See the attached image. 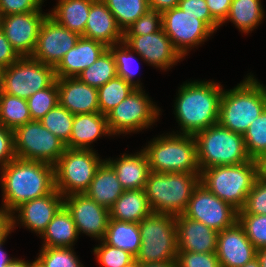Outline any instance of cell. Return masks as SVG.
<instances>
[{"mask_svg":"<svg viewBox=\"0 0 266 267\" xmlns=\"http://www.w3.org/2000/svg\"><path fill=\"white\" fill-rule=\"evenodd\" d=\"M5 241L6 239L3 242H0V267H5L13 259L12 257H8L7 253L2 249Z\"/></svg>","mask_w":266,"mask_h":267,"instance_id":"57","label":"cell"},{"mask_svg":"<svg viewBox=\"0 0 266 267\" xmlns=\"http://www.w3.org/2000/svg\"><path fill=\"white\" fill-rule=\"evenodd\" d=\"M36 260L43 267H84L73 248L42 247Z\"/></svg>","mask_w":266,"mask_h":267,"instance_id":"40","label":"cell"},{"mask_svg":"<svg viewBox=\"0 0 266 267\" xmlns=\"http://www.w3.org/2000/svg\"><path fill=\"white\" fill-rule=\"evenodd\" d=\"M92 149L66 148L54 165L55 189L63 196L85 193L105 161Z\"/></svg>","mask_w":266,"mask_h":267,"instance_id":"9","label":"cell"},{"mask_svg":"<svg viewBox=\"0 0 266 267\" xmlns=\"http://www.w3.org/2000/svg\"><path fill=\"white\" fill-rule=\"evenodd\" d=\"M21 56L16 52L0 29V67L7 68L16 62Z\"/></svg>","mask_w":266,"mask_h":267,"instance_id":"50","label":"cell"},{"mask_svg":"<svg viewBox=\"0 0 266 267\" xmlns=\"http://www.w3.org/2000/svg\"><path fill=\"white\" fill-rule=\"evenodd\" d=\"M256 179L257 163L254 159L242 164L214 166L200 172V183L237 211L243 209Z\"/></svg>","mask_w":266,"mask_h":267,"instance_id":"6","label":"cell"},{"mask_svg":"<svg viewBox=\"0 0 266 267\" xmlns=\"http://www.w3.org/2000/svg\"><path fill=\"white\" fill-rule=\"evenodd\" d=\"M116 76L115 58L108 48L96 62L83 70L77 78L87 85L98 89Z\"/></svg>","mask_w":266,"mask_h":267,"instance_id":"34","label":"cell"},{"mask_svg":"<svg viewBox=\"0 0 266 267\" xmlns=\"http://www.w3.org/2000/svg\"><path fill=\"white\" fill-rule=\"evenodd\" d=\"M266 109V86L247 76L236 87L222 92L218 124L244 135L251 123Z\"/></svg>","mask_w":266,"mask_h":267,"instance_id":"3","label":"cell"},{"mask_svg":"<svg viewBox=\"0 0 266 267\" xmlns=\"http://www.w3.org/2000/svg\"><path fill=\"white\" fill-rule=\"evenodd\" d=\"M256 257L259 260L260 267H266V247L258 249L256 252Z\"/></svg>","mask_w":266,"mask_h":267,"instance_id":"58","label":"cell"},{"mask_svg":"<svg viewBox=\"0 0 266 267\" xmlns=\"http://www.w3.org/2000/svg\"><path fill=\"white\" fill-rule=\"evenodd\" d=\"M123 267H141V263L135 258L133 261Z\"/></svg>","mask_w":266,"mask_h":267,"instance_id":"60","label":"cell"},{"mask_svg":"<svg viewBox=\"0 0 266 267\" xmlns=\"http://www.w3.org/2000/svg\"><path fill=\"white\" fill-rule=\"evenodd\" d=\"M100 242L101 245L95 246L93 252L102 267H123L135 259L133 255L125 250L112 247L103 240Z\"/></svg>","mask_w":266,"mask_h":267,"instance_id":"43","label":"cell"},{"mask_svg":"<svg viewBox=\"0 0 266 267\" xmlns=\"http://www.w3.org/2000/svg\"><path fill=\"white\" fill-rule=\"evenodd\" d=\"M1 20H2V15L0 13V29H1Z\"/></svg>","mask_w":266,"mask_h":267,"instance_id":"63","label":"cell"},{"mask_svg":"<svg viewBox=\"0 0 266 267\" xmlns=\"http://www.w3.org/2000/svg\"><path fill=\"white\" fill-rule=\"evenodd\" d=\"M74 116L58 103L39 121L45 128L67 144L72 133Z\"/></svg>","mask_w":266,"mask_h":267,"instance_id":"37","label":"cell"},{"mask_svg":"<svg viewBox=\"0 0 266 267\" xmlns=\"http://www.w3.org/2000/svg\"><path fill=\"white\" fill-rule=\"evenodd\" d=\"M58 101L73 115L99 112L98 90L77 77L57 78Z\"/></svg>","mask_w":266,"mask_h":267,"instance_id":"21","label":"cell"},{"mask_svg":"<svg viewBox=\"0 0 266 267\" xmlns=\"http://www.w3.org/2000/svg\"><path fill=\"white\" fill-rule=\"evenodd\" d=\"M175 267H221L216 252L194 253L178 251Z\"/></svg>","mask_w":266,"mask_h":267,"instance_id":"45","label":"cell"},{"mask_svg":"<svg viewBox=\"0 0 266 267\" xmlns=\"http://www.w3.org/2000/svg\"><path fill=\"white\" fill-rule=\"evenodd\" d=\"M123 192L116 172L104 161L97 169L85 194L97 204L110 209Z\"/></svg>","mask_w":266,"mask_h":267,"instance_id":"27","label":"cell"},{"mask_svg":"<svg viewBox=\"0 0 266 267\" xmlns=\"http://www.w3.org/2000/svg\"><path fill=\"white\" fill-rule=\"evenodd\" d=\"M261 0H232L226 21L232 22L242 33H248L257 28L264 18Z\"/></svg>","mask_w":266,"mask_h":267,"instance_id":"32","label":"cell"},{"mask_svg":"<svg viewBox=\"0 0 266 267\" xmlns=\"http://www.w3.org/2000/svg\"><path fill=\"white\" fill-rule=\"evenodd\" d=\"M183 215L218 232L238 221V211L201 183L193 191Z\"/></svg>","mask_w":266,"mask_h":267,"instance_id":"14","label":"cell"},{"mask_svg":"<svg viewBox=\"0 0 266 267\" xmlns=\"http://www.w3.org/2000/svg\"><path fill=\"white\" fill-rule=\"evenodd\" d=\"M109 211L110 219L133 223L152 213L144 189L124 190Z\"/></svg>","mask_w":266,"mask_h":267,"instance_id":"28","label":"cell"},{"mask_svg":"<svg viewBox=\"0 0 266 267\" xmlns=\"http://www.w3.org/2000/svg\"><path fill=\"white\" fill-rule=\"evenodd\" d=\"M26 99L0 92V124L12 131L31 121Z\"/></svg>","mask_w":266,"mask_h":267,"instance_id":"33","label":"cell"},{"mask_svg":"<svg viewBox=\"0 0 266 267\" xmlns=\"http://www.w3.org/2000/svg\"><path fill=\"white\" fill-rule=\"evenodd\" d=\"M238 214H265L266 215V183L255 180L246 203Z\"/></svg>","mask_w":266,"mask_h":267,"instance_id":"46","label":"cell"},{"mask_svg":"<svg viewBox=\"0 0 266 267\" xmlns=\"http://www.w3.org/2000/svg\"><path fill=\"white\" fill-rule=\"evenodd\" d=\"M33 267H43V266L37 260H35Z\"/></svg>","mask_w":266,"mask_h":267,"instance_id":"62","label":"cell"},{"mask_svg":"<svg viewBox=\"0 0 266 267\" xmlns=\"http://www.w3.org/2000/svg\"><path fill=\"white\" fill-rule=\"evenodd\" d=\"M110 136L106 115L97 113L74 116L72 133L66 148L93 149L91 144L101 136Z\"/></svg>","mask_w":266,"mask_h":267,"instance_id":"26","label":"cell"},{"mask_svg":"<svg viewBox=\"0 0 266 267\" xmlns=\"http://www.w3.org/2000/svg\"><path fill=\"white\" fill-rule=\"evenodd\" d=\"M63 205L64 197L56 189L45 196L29 200L12 213V230L21 224L39 236ZM15 211L18 215H14Z\"/></svg>","mask_w":266,"mask_h":267,"instance_id":"19","label":"cell"},{"mask_svg":"<svg viewBox=\"0 0 266 267\" xmlns=\"http://www.w3.org/2000/svg\"><path fill=\"white\" fill-rule=\"evenodd\" d=\"M138 224L141 247L135 258L141 264L176 261L178 239L175 216L152 212Z\"/></svg>","mask_w":266,"mask_h":267,"instance_id":"8","label":"cell"},{"mask_svg":"<svg viewBox=\"0 0 266 267\" xmlns=\"http://www.w3.org/2000/svg\"><path fill=\"white\" fill-rule=\"evenodd\" d=\"M3 205L6 212L55 189L54 166L33 160L14 158L1 168Z\"/></svg>","mask_w":266,"mask_h":267,"instance_id":"1","label":"cell"},{"mask_svg":"<svg viewBox=\"0 0 266 267\" xmlns=\"http://www.w3.org/2000/svg\"><path fill=\"white\" fill-rule=\"evenodd\" d=\"M34 261L26 262L18 258H13L5 267H33Z\"/></svg>","mask_w":266,"mask_h":267,"instance_id":"55","label":"cell"},{"mask_svg":"<svg viewBox=\"0 0 266 267\" xmlns=\"http://www.w3.org/2000/svg\"><path fill=\"white\" fill-rule=\"evenodd\" d=\"M80 37L79 34L59 25L48 15L41 24L37 44L31 57L55 67L76 45Z\"/></svg>","mask_w":266,"mask_h":267,"instance_id":"15","label":"cell"},{"mask_svg":"<svg viewBox=\"0 0 266 267\" xmlns=\"http://www.w3.org/2000/svg\"><path fill=\"white\" fill-rule=\"evenodd\" d=\"M12 214L0 208V242L12 232Z\"/></svg>","mask_w":266,"mask_h":267,"instance_id":"52","label":"cell"},{"mask_svg":"<svg viewBox=\"0 0 266 267\" xmlns=\"http://www.w3.org/2000/svg\"><path fill=\"white\" fill-rule=\"evenodd\" d=\"M102 240L106 244L125 250L136 257L141 247L139 224L110 219Z\"/></svg>","mask_w":266,"mask_h":267,"instance_id":"31","label":"cell"},{"mask_svg":"<svg viewBox=\"0 0 266 267\" xmlns=\"http://www.w3.org/2000/svg\"><path fill=\"white\" fill-rule=\"evenodd\" d=\"M238 222L243 226L246 236L257 250L266 247L265 214H238Z\"/></svg>","mask_w":266,"mask_h":267,"instance_id":"42","label":"cell"},{"mask_svg":"<svg viewBox=\"0 0 266 267\" xmlns=\"http://www.w3.org/2000/svg\"><path fill=\"white\" fill-rule=\"evenodd\" d=\"M64 206L74 220L78 235L85 233L100 241L104 238L110 220L108 208L97 204L85 193L65 196Z\"/></svg>","mask_w":266,"mask_h":267,"instance_id":"16","label":"cell"},{"mask_svg":"<svg viewBox=\"0 0 266 267\" xmlns=\"http://www.w3.org/2000/svg\"><path fill=\"white\" fill-rule=\"evenodd\" d=\"M78 236L74 220L64 205L40 235L44 239L42 247L66 248H73V243L77 240Z\"/></svg>","mask_w":266,"mask_h":267,"instance_id":"30","label":"cell"},{"mask_svg":"<svg viewBox=\"0 0 266 267\" xmlns=\"http://www.w3.org/2000/svg\"><path fill=\"white\" fill-rule=\"evenodd\" d=\"M243 267H260V263L257 257L247 262Z\"/></svg>","mask_w":266,"mask_h":267,"instance_id":"59","label":"cell"},{"mask_svg":"<svg viewBox=\"0 0 266 267\" xmlns=\"http://www.w3.org/2000/svg\"><path fill=\"white\" fill-rule=\"evenodd\" d=\"M222 85L214 81H191L180 85L174 114L179 134L195 135L218 124Z\"/></svg>","mask_w":266,"mask_h":267,"instance_id":"2","label":"cell"},{"mask_svg":"<svg viewBox=\"0 0 266 267\" xmlns=\"http://www.w3.org/2000/svg\"><path fill=\"white\" fill-rule=\"evenodd\" d=\"M3 68L2 67H0V92H1V90H2V78H3Z\"/></svg>","mask_w":266,"mask_h":267,"instance_id":"61","label":"cell"},{"mask_svg":"<svg viewBox=\"0 0 266 267\" xmlns=\"http://www.w3.org/2000/svg\"><path fill=\"white\" fill-rule=\"evenodd\" d=\"M141 267H175V261L143 263Z\"/></svg>","mask_w":266,"mask_h":267,"instance_id":"56","label":"cell"},{"mask_svg":"<svg viewBox=\"0 0 266 267\" xmlns=\"http://www.w3.org/2000/svg\"><path fill=\"white\" fill-rule=\"evenodd\" d=\"M116 172L118 181L124 190L144 189L147 182L150 166L145 152L122 154L115 160H105Z\"/></svg>","mask_w":266,"mask_h":267,"instance_id":"25","label":"cell"},{"mask_svg":"<svg viewBox=\"0 0 266 267\" xmlns=\"http://www.w3.org/2000/svg\"><path fill=\"white\" fill-rule=\"evenodd\" d=\"M56 79L53 66L24 56L4 68L1 92L27 100L37 91L51 86Z\"/></svg>","mask_w":266,"mask_h":267,"instance_id":"10","label":"cell"},{"mask_svg":"<svg viewBox=\"0 0 266 267\" xmlns=\"http://www.w3.org/2000/svg\"><path fill=\"white\" fill-rule=\"evenodd\" d=\"M150 9L163 13L177 7L180 0H148Z\"/></svg>","mask_w":266,"mask_h":267,"instance_id":"53","label":"cell"},{"mask_svg":"<svg viewBox=\"0 0 266 267\" xmlns=\"http://www.w3.org/2000/svg\"><path fill=\"white\" fill-rule=\"evenodd\" d=\"M200 172L214 166L236 165L249 161L243 135L213 125L194 135Z\"/></svg>","mask_w":266,"mask_h":267,"instance_id":"7","label":"cell"},{"mask_svg":"<svg viewBox=\"0 0 266 267\" xmlns=\"http://www.w3.org/2000/svg\"><path fill=\"white\" fill-rule=\"evenodd\" d=\"M243 138L251 159L266 154V109L251 123Z\"/></svg>","mask_w":266,"mask_h":267,"instance_id":"39","label":"cell"},{"mask_svg":"<svg viewBox=\"0 0 266 267\" xmlns=\"http://www.w3.org/2000/svg\"><path fill=\"white\" fill-rule=\"evenodd\" d=\"M123 42L147 64L158 67L160 70L170 69L183 59L163 28L148 35L123 36Z\"/></svg>","mask_w":266,"mask_h":267,"instance_id":"18","label":"cell"},{"mask_svg":"<svg viewBox=\"0 0 266 267\" xmlns=\"http://www.w3.org/2000/svg\"><path fill=\"white\" fill-rule=\"evenodd\" d=\"M162 28L184 58L192 47L202 44L214 33L198 16L187 14L178 6L162 13Z\"/></svg>","mask_w":266,"mask_h":267,"instance_id":"13","label":"cell"},{"mask_svg":"<svg viewBox=\"0 0 266 267\" xmlns=\"http://www.w3.org/2000/svg\"><path fill=\"white\" fill-rule=\"evenodd\" d=\"M153 138L143 148L150 171L157 173L189 172L200 173L197 163L194 135L166 133Z\"/></svg>","mask_w":266,"mask_h":267,"instance_id":"5","label":"cell"},{"mask_svg":"<svg viewBox=\"0 0 266 267\" xmlns=\"http://www.w3.org/2000/svg\"><path fill=\"white\" fill-rule=\"evenodd\" d=\"M58 103L57 81H55L51 86L41 91H37L27 99L31 118L32 120L38 121Z\"/></svg>","mask_w":266,"mask_h":267,"instance_id":"41","label":"cell"},{"mask_svg":"<svg viewBox=\"0 0 266 267\" xmlns=\"http://www.w3.org/2000/svg\"><path fill=\"white\" fill-rule=\"evenodd\" d=\"M13 133L16 158L44 162L54 166L65 152L66 144L38 120L23 124Z\"/></svg>","mask_w":266,"mask_h":267,"instance_id":"12","label":"cell"},{"mask_svg":"<svg viewBox=\"0 0 266 267\" xmlns=\"http://www.w3.org/2000/svg\"><path fill=\"white\" fill-rule=\"evenodd\" d=\"M256 252L238 221L218 233L216 254L221 267H243Z\"/></svg>","mask_w":266,"mask_h":267,"instance_id":"20","label":"cell"},{"mask_svg":"<svg viewBox=\"0 0 266 267\" xmlns=\"http://www.w3.org/2000/svg\"><path fill=\"white\" fill-rule=\"evenodd\" d=\"M211 15L221 24L227 17L232 0H205Z\"/></svg>","mask_w":266,"mask_h":267,"instance_id":"51","label":"cell"},{"mask_svg":"<svg viewBox=\"0 0 266 267\" xmlns=\"http://www.w3.org/2000/svg\"><path fill=\"white\" fill-rule=\"evenodd\" d=\"M143 88H135L123 101L106 114L112 135L139 132L156 122L161 111Z\"/></svg>","mask_w":266,"mask_h":267,"instance_id":"11","label":"cell"},{"mask_svg":"<svg viewBox=\"0 0 266 267\" xmlns=\"http://www.w3.org/2000/svg\"><path fill=\"white\" fill-rule=\"evenodd\" d=\"M42 3L41 0H0V13L5 16L38 11Z\"/></svg>","mask_w":266,"mask_h":267,"instance_id":"48","label":"cell"},{"mask_svg":"<svg viewBox=\"0 0 266 267\" xmlns=\"http://www.w3.org/2000/svg\"><path fill=\"white\" fill-rule=\"evenodd\" d=\"M162 29V13L149 9L144 15L127 27L123 36H142Z\"/></svg>","mask_w":266,"mask_h":267,"instance_id":"44","label":"cell"},{"mask_svg":"<svg viewBox=\"0 0 266 267\" xmlns=\"http://www.w3.org/2000/svg\"><path fill=\"white\" fill-rule=\"evenodd\" d=\"M135 89L122 77L116 76L106 84L100 86L98 90L99 112L106 115L115 108Z\"/></svg>","mask_w":266,"mask_h":267,"instance_id":"36","label":"cell"},{"mask_svg":"<svg viewBox=\"0 0 266 267\" xmlns=\"http://www.w3.org/2000/svg\"><path fill=\"white\" fill-rule=\"evenodd\" d=\"M257 163V179L266 183V154L259 156Z\"/></svg>","mask_w":266,"mask_h":267,"instance_id":"54","label":"cell"},{"mask_svg":"<svg viewBox=\"0 0 266 267\" xmlns=\"http://www.w3.org/2000/svg\"><path fill=\"white\" fill-rule=\"evenodd\" d=\"M16 158L14 150V133L12 130L0 124V166L4 167L7 163Z\"/></svg>","mask_w":266,"mask_h":267,"instance_id":"49","label":"cell"},{"mask_svg":"<svg viewBox=\"0 0 266 267\" xmlns=\"http://www.w3.org/2000/svg\"><path fill=\"white\" fill-rule=\"evenodd\" d=\"M108 48L110 49L111 53L115 58L117 76L122 77L125 81L130 83L135 88H142V84L138 79L137 81L133 80V77L136 76V73L139 70V62L133 56L132 49L128 47L124 42L114 44L112 46H109ZM133 62H137L134 64L136 65V68H133Z\"/></svg>","mask_w":266,"mask_h":267,"instance_id":"38","label":"cell"},{"mask_svg":"<svg viewBox=\"0 0 266 267\" xmlns=\"http://www.w3.org/2000/svg\"><path fill=\"white\" fill-rule=\"evenodd\" d=\"M95 0H58L49 12L59 25L82 36L85 31L91 4Z\"/></svg>","mask_w":266,"mask_h":267,"instance_id":"29","label":"cell"},{"mask_svg":"<svg viewBox=\"0 0 266 267\" xmlns=\"http://www.w3.org/2000/svg\"><path fill=\"white\" fill-rule=\"evenodd\" d=\"M178 7L187 14L198 16V19L203 20L213 31L220 27V23L211 15L205 0H180Z\"/></svg>","mask_w":266,"mask_h":267,"instance_id":"47","label":"cell"},{"mask_svg":"<svg viewBox=\"0 0 266 267\" xmlns=\"http://www.w3.org/2000/svg\"><path fill=\"white\" fill-rule=\"evenodd\" d=\"M114 15L118 26L124 30L149 9L148 0H102Z\"/></svg>","mask_w":266,"mask_h":267,"instance_id":"35","label":"cell"},{"mask_svg":"<svg viewBox=\"0 0 266 267\" xmlns=\"http://www.w3.org/2000/svg\"><path fill=\"white\" fill-rule=\"evenodd\" d=\"M108 49L102 42L81 36L54 67L56 78L77 77Z\"/></svg>","mask_w":266,"mask_h":267,"instance_id":"23","label":"cell"},{"mask_svg":"<svg viewBox=\"0 0 266 267\" xmlns=\"http://www.w3.org/2000/svg\"><path fill=\"white\" fill-rule=\"evenodd\" d=\"M200 183V173L150 171L144 187L153 213L182 215L193 191Z\"/></svg>","mask_w":266,"mask_h":267,"instance_id":"4","label":"cell"},{"mask_svg":"<svg viewBox=\"0 0 266 267\" xmlns=\"http://www.w3.org/2000/svg\"><path fill=\"white\" fill-rule=\"evenodd\" d=\"M177 227L178 251L194 253H214L217 247L218 231L202 222L186 216H175Z\"/></svg>","mask_w":266,"mask_h":267,"instance_id":"22","label":"cell"},{"mask_svg":"<svg viewBox=\"0 0 266 267\" xmlns=\"http://www.w3.org/2000/svg\"><path fill=\"white\" fill-rule=\"evenodd\" d=\"M82 36L102 42L107 47L123 42V31L102 0H95L91 4Z\"/></svg>","mask_w":266,"mask_h":267,"instance_id":"24","label":"cell"},{"mask_svg":"<svg viewBox=\"0 0 266 267\" xmlns=\"http://www.w3.org/2000/svg\"><path fill=\"white\" fill-rule=\"evenodd\" d=\"M49 13L38 11L2 16L1 30L21 56H31L37 44L40 27Z\"/></svg>","mask_w":266,"mask_h":267,"instance_id":"17","label":"cell"}]
</instances>
